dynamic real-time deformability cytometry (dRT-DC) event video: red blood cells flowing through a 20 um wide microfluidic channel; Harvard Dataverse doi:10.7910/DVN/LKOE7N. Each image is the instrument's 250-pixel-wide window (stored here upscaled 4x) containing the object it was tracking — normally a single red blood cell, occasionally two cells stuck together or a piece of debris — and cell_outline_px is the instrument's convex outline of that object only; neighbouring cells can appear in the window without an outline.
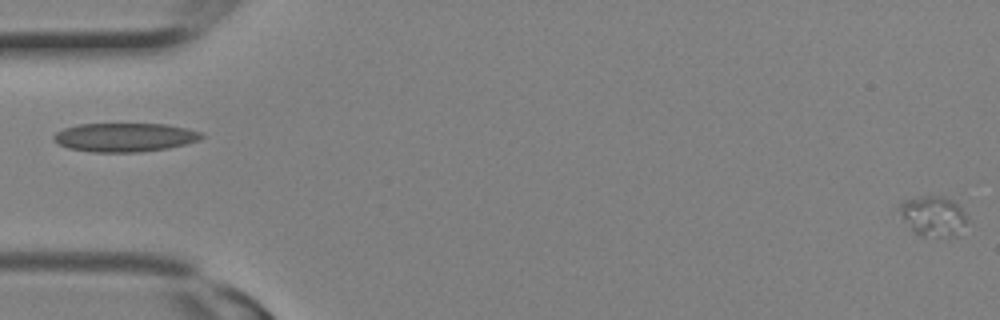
{"species": "Egyptian fruit bat (a non-hibernating species)", "species_latin": "Rousettus aegyptiacus", "temperature_condition": "room temperature", "stored_images_in_passage": 3, "camera_frame_rate_fps": 3000, "um_per_image_px": 0.085, "animal": {"sex": "female"}, "frame": {"image": 1, "passage_image": 3, "time_ms": 0.667, "image_size_px": [1000, 320], "cell_outline_px": [[968, 220], [956, 236], [920, 236], [912, 228], [896, 208], [904, 200], [920, 196], [944, 196], [952, 200], [964, 212]], "centroid_in_image_um": [79.32, 18.34], "position_along_channel_um": 5.7, "area_um2": 15.55}}